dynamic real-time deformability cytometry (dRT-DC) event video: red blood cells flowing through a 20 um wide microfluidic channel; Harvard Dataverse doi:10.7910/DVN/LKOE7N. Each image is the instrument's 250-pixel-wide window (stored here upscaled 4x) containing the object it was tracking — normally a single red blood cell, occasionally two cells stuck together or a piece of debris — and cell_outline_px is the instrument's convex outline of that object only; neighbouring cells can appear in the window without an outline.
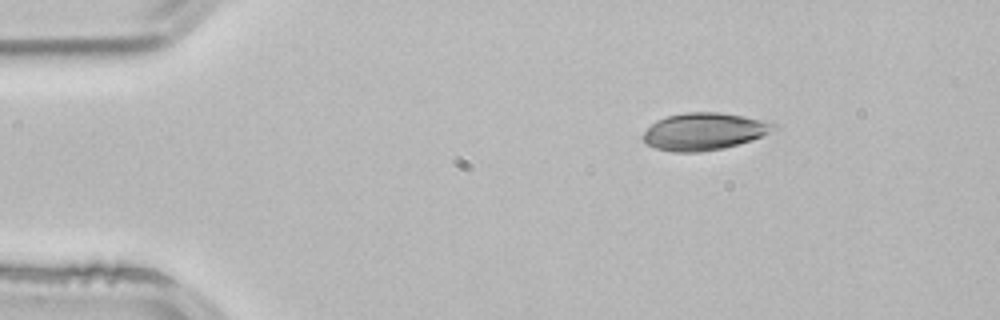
{"species": "common noctule bat (a hibernating species)", "species_latin": "Nyctalus noctula", "temperature_condition": "room temperature", "stored_images_in_passage": 2, "camera_frame_rate_fps": 3000, "um_per_image_px": 0.085, "animal": {"sex": "male", "body_mass_g": 21.5, "forearm_length_mm": 52.0}, "frame": {"image": 1, "passage_image": 1, "time_ms": 0.0, "image_size_px": [1000, 320], "cell_outline_px": [[780, 128], [752, 140], [724, 148], [700, 152], [672, 152], [656, 148], [648, 144], [644, 140], [644, 132], [656, 120], [668, 116], [688, 112], [720, 112], [772, 120]], "centroid_in_image_um": [59.95, 11.16], "position_along_channel_um": 25.1, "area_um2": 28.61}}
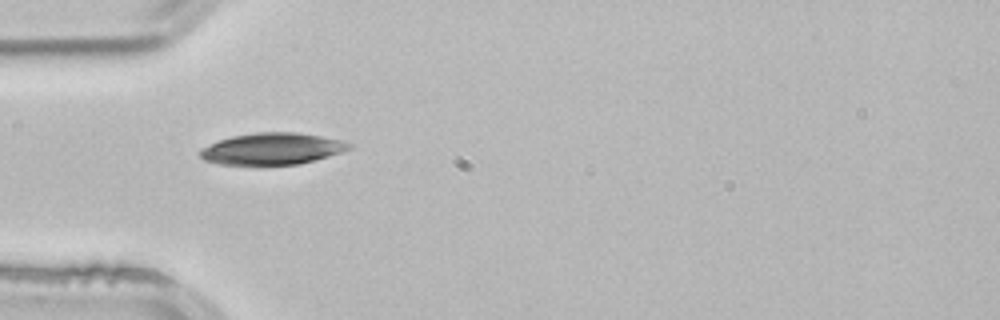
{"frame": {"image": 2, "passage_image": 2, "time_ms": 0.333, "image_size_px": [1000, 320], "cell_outline_px": [[352, 148], [328, 156], [300, 164], [264, 168], [220, 164], [204, 160], [200, 156], [200, 152], [204, 148], [220, 140], [232, 136], [256, 132], [296, 132], [320, 136], [340, 140], [352, 144]], "centroid_in_image_um": [23.12, 12.69], "position_along_channel_um": 61.9, "area_um2": 28.15}}